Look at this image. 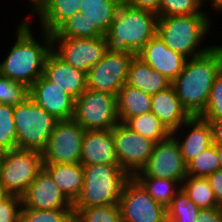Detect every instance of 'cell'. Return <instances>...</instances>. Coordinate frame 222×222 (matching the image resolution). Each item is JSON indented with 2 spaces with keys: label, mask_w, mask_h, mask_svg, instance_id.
I'll use <instances>...</instances> for the list:
<instances>
[{
  "label": "cell",
  "mask_w": 222,
  "mask_h": 222,
  "mask_svg": "<svg viewBox=\"0 0 222 222\" xmlns=\"http://www.w3.org/2000/svg\"><path fill=\"white\" fill-rule=\"evenodd\" d=\"M29 23L26 18L18 23L16 42L4 61L0 62L1 76L28 88L43 75L46 58L52 51L51 34L42 30L43 41H37Z\"/></svg>",
  "instance_id": "6da1fadb"
},
{
  "label": "cell",
  "mask_w": 222,
  "mask_h": 222,
  "mask_svg": "<svg viewBox=\"0 0 222 222\" xmlns=\"http://www.w3.org/2000/svg\"><path fill=\"white\" fill-rule=\"evenodd\" d=\"M221 70L220 57L212 47L202 55L187 59L183 71L172 82L177 97L191 117L203 114Z\"/></svg>",
  "instance_id": "7a4b0ae2"
},
{
  "label": "cell",
  "mask_w": 222,
  "mask_h": 222,
  "mask_svg": "<svg viewBox=\"0 0 222 222\" xmlns=\"http://www.w3.org/2000/svg\"><path fill=\"white\" fill-rule=\"evenodd\" d=\"M210 14L158 16L157 34L165 45L186 58L202 55L213 46L199 48L210 31Z\"/></svg>",
  "instance_id": "3957f363"
},
{
  "label": "cell",
  "mask_w": 222,
  "mask_h": 222,
  "mask_svg": "<svg viewBox=\"0 0 222 222\" xmlns=\"http://www.w3.org/2000/svg\"><path fill=\"white\" fill-rule=\"evenodd\" d=\"M157 21L155 12L122 3L105 35L109 48L136 55L157 34Z\"/></svg>",
  "instance_id": "277c9868"
},
{
  "label": "cell",
  "mask_w": 222,
  "mask_h": 222,
  "mask_svg": "<svg viewBox=\"0 0 222 222\" xmlns=\"http://www.w3.org/2000/svg\"><path fill=\"white\" fill-rule=\"evenodd\" d=\"M83 189L73 208L118 204L125 183L131 177L120 165H82Z\"/></svg>",
  "instance_id": "5b68a950"
},
{
  "label": "cell",
  "mask_w": 222,
  "mask_h": 222,
  "mask_svg": "<svg viewBox=\"0 0 222 222\" xmlns=\"http://www.w3.org/2000/svg\"><path fill=\"white\" fill-rule=\"evenodd\" d=\"M57 121L29 96L14 105L17 148L42 153Z\"/></svg>",
  "instance_id": "8992f818"
},
{
  "label": "cell",
  "mask_w": 222,
  "mask_h": 222,
  "mask_svg": "<svg viewBox=\"0 0 222 222\" xmlns=\"http://www.w3.org/2000/svg\"><path fill=\"white\" fill-rule=\"evenodd\" d=\"M42 168L40 152L18 148L4 151L0 162V184L9 195L22 197Z\"/></svg>",
  "instance_id": "52a82bcc"
},
{
  "label": "cell",
  "mask_w": 222,
  "mask_h": 222,
  "mask_svg": "<svg viewBox=\"0 0 222 222\" xmlns=\"http://www.w3.org/2000/svg\"><path fill=\"white\" fill-rule=\"evenodd\" d=\"M73 119L85 130H111L119 122L117 95L86 88L75 99Z\"/></svg>",
  "instance_id": "ba28073f"
},
{
  "label": "cell",
  "mask_w": 222,
  "mask_h": 222,
  "mask_svg": "<svg viewBox=\"0 0 222 222\" xmlns=\"http://www.w3.org/2000/svg\"><path fill=\"white\" fill-rule=\"evenodd\" d=\"M85 131L73 118L58 120L42 152L43 164L80 163Z\"/></svg>",
  "instance_id": "9c48e42d"
},
{
  "label": "cell",
  "mask_w": 222,
  "mask_h": 222,
  "mask_svg": "<svg viewBox=\"0 0 222 222\" xmlns=\"http://www.w3.org/2000/svg\"><path fill=\"white\" fill-rule=\"evenodd\" d=\"M134 55L129 51L109 48L104 57L87 72V88L117 95L127 82Z\"/></svg>",
  "instance_id": "30bf717a"
},
{
  "label": "cell",
  "mask_w": 222,
  "mask_h": 222,
  "mask_svg": "<svg viewBox=\"0 0 222 222\" xmlns=\"http://www.w3.org/2000/svg\"><path fill=\"white\" fill-rule=\"evenodd\" d=\"M187 163L175 137L155 143L146 165L132 177H157L178 181L181 185L187 177Z\"/></svg>",
  "instance_id": "8fae6325"
},
{
  "label": "cell",
  "mask_w": 222,
  "mask_h": 222,
  "mask_svg": "<svg viewBox=\"0 0 222 222\" xmlns=\"http://www.w3.org/2000/svg\"><path fill=\"white\" fill-rule=\"evenodd\" d=\"M109 49L106 36L94 38L52 37V51L77 70L87 72Z\"/></svg>",
  "instance_id": "7c38bea8"
},
{
  "label": "cell",
  "mask_w": 222,
  "mask_h": 222,
  "mask_svg": "<svg viewBox=\"0 0 222 222\" xmlns=\"http://www.w3.org/2000/svg\"><path fill=\"white\" fill-rule=\"evenodd\" d=\"M122 222H167V209L130 177L118 203Z\"/></svg>",
  "instance_id": "4fadbf2b"
},
{
  "label": "cell",
  "mask_w": 222,
  "mask_h": 222,
  "mask_svg": "<svg viewBox=\"0 0 222 222\" xmlns=\"http://www.w3.org/2000/svg\"><path fill=\"white\" fill-rule=\"evenodd\" d=\"M112 134L118 163L132 177L146 165L155 142L121 122L112 129Z\"/></svg>",
  "instance_id": "5bb4252c"
},
{
  "label": "cell",
  "mask_w": 222,
  "mask_h": 222,
  "mask_svg": "<svg viewBox=\"0 0 222 222\" xmlns=\"http://www.w3.org/2000/svg\"><path fill=\"white\" fill-rule=\"evenodd\" d=\"M22 208L38 210L73 209V203L42 168L26 193L22 196Z\"/></svg>",
  "instance_id": "9a60e30c"
},
{
  "label": "cell",
  "mask_w": 222,
  "mask_h": 222,
  "mask_svg": "<svg viewBox=\"0 0 222 222\" xmlns=\"http://www.w3.org/2000/svg\"><path fill=\"white\" fill-rule=\"evenodd\" d=\"M29 97L57 120L73 118L75 98L43 75L29 87Z\"/></svg>",
  "instance_id": "2e32d148"
},
{
  "label": "cell",
  "mask_w": 222,
  "mask_h": 222,
  "mask_svg": "<svg viewBox=\"0 0 222 222\" xmlns=\"http://www.w3.org/2000/svg\"><path fill=\"white\" fill-rule=\"evenodd\" d=\"M136 55L172 82L183 71L188 59L168 48L158 34L151 38Z\"/></svg>",
  "instance_id": "e0dca14e"
},
{
  "label": "cell",
  "mask_w": 222,
  "mask_h": 222,
  "mask_svg": "<svg viewBox=\"0 0 222 222\" xmlns=\"http://www.w3.org/2000/svg\"><path fill=\"white\" fill-rule=\"evenodd\" d=\"M43 76L75 99L87 88L86 73L64 62L53 51L46 58Z\"/></svg>",
  "instance_id": "ac0fdd59"
},
{
  "label": "cell",
  "mask_w": 222,
  "mask_h": 222,
  "mask_svg": "<svg viewBox=\"0 0 222 222\" xmlns=\"http://www.w3.org/2000/svg\"><path fill=\"white\" fill-rule=\"evenodd\" d=\"M187 128L188 134H182V138H177L180 129ZM191 128V129H190ZM189 129V130H188ZM178 142L181 154L184 157L185 162L188 164L195 157L200 155L204 150L213 145L212 129L210 123L200 116L190 117L185 121L179 130H175L171 133Z\"/></svg>",
  "instance_id": "d6986e66"
},
{
  "label": "cell",
  "mask_w": 222,
  "mask_h": 222,
  "mask_svg": "<svg viewBox=\"0 0 222 222\" xmlns=\"http://www.w3.org/2000/svg\"><path fill=\"white\" fill-rule=\"evenodd\" d=\"M81 165H119L111 130H86L81 152Z\"/></svg>",
  "instance_id": "ffe728a7"
},
{
  "label": "cell",
  "mask_w": 222,
  "mask_h": 222,
  "mask_svg": "<svg viewBox=\"0 0 222 222\" xmlns=\"http://www.w3.org/2000/svg\"><path fill=\"white\" fill-rule=\"evenodd\" d=\"M151 112L172 133L191 116L182 106L173 86L151 95Z\"/></svg>",
  "instance_id": "44dd1931"
},
{
  "label": "cell",
  "mask_w": 222,
  "mask_h": 222,
  "mask_svg": "<svg viewBox=\"0 0 222 222\" xmlns=\"http://www.w3.org/2000/svg\"><path fill=\"white\" fill-rule=\"evenodd\" d=\"M80 3L81 0H39L30 13L38 15L41 30L53 34L68 18L79 12Z\"/></svg>",
  "instance_id": "7402d4cb"
},
{
  "label": "cell",
  "mask_w": 222,
  "mask_h": 222,
  "mask_svg": "<svg viewBox=\"0 0 222 222\" xmlns=\"http://www.w3.org/2000/svg\"><path fill=\"white\" fill-rule=\"evenodd\" d=\"M126 84L149 95H154L171 87L172 81L158 71L153 70L140 57L134 55L129 65Z\"/></svg>",
  "instance_id": "603a6c76"
},
{
  "label": "cell",
  "mask_w": 222,
  "mask_h": 222,
  "mask_svg": "<svg viewBox=\"0 0 222 222\" xmlns=\"http://www.w3.org/2000/svg\"><path fill=\"white\" fill-rule=\"evenodd\" d=\"M43 168L49 173L66 197L74 203L83 189L84 172L81 163L43 164Z\"/></svg>",
  "instance_id": "cb8c5ba5"
},
{
  "label": "cell",
  "mask_w": 222,
  "mask_h": 222,
  "mask_svg": "<svg viewBox=\"0 0 222 222\" xmlns=\"http://www.w3.org/2000/svg\"><path fill=\"white\" fill-rule=\"evenodd\" d=\"M117 111L121 123L151 111V95L125 84L117 94Z\"/></svg>",
  "instance_id": "d4e9b609"
},
{
  "label": "cell",
  "mask_w": 222,
  "mask_h": 222,
  "mask_svg": "<svg viewBox=\"0 0 222 222\" xmlns=\"http://www.w3.org/2000/svg\"><path fill=\"white\" fill-rule=\"evenodd\" d=\"M121 4L122 0H81L79 12L106 35Z\"/></svg>",
  "instance_id": "484cf974"
},
{
  "label": "cell",
  "mask_w": 222,
  "mask_h": 222,
  "mask_svg": "<svg viewBox=\"0 0 222 222\" xmlns=\"http://www.w3.org/2000/svg\"><path fill=\"white\" fill-rule=\"evenodd\" d=\"M144 190L165 208L169 206L176 193L181 189V184L175 180L157 177H133Z\"/></svg>",
  "instance_id": "4316f807"
},
{
  "label": "cell",
  "mask_w": 222,
  "mask_h": 222,
  "mask_svg": "<svg viewBox=\"0 0 222 222\" xmlns=\"http://www.w3.org/2000/svg\"><path fill=\"white\" fill-rule=\"evenodd\" d=\"M181 188L200 209L219 207L207 177L187 176Z\"/></svg>",
  "instance_id": "83f0119b"
},
{
  "label": "cell",
  "mask_w": 222,
  "mask_h": 222,
  "mask_svg": "<svg viewBox=\"0 0 222 222\" xmlns=\"http://www.w3.org/2000/svg\"><path fill=\"white\" fill-rule=\"evenodd\" d=\"M123 124L155 143L166 139L171 134L151 111L128 118Z\"/></svg>",
  "instance_id": "f1b7e54d"
},
{
  "label": "cell",
  "mask_w": 222,
  "mask_h": 222,
  "mask_svg": "<svg viewBox=\"0 0 222 222\" xmlns=\"http://www.w3.org/2000/svg\"><path fill=\"white\" fill-rule=\"evenodd\" d=\"M52 37L65 38H94L105 36L95 25L85 18L81 12L68 18L53 34Z\"/></svg>",
  "instance_id": "f546056e"
},
{
  "label": "cell",
  "mask_w": 222,
  "mask_h": 222,
  "mask_svg": "<svg viewBox=\"0 0 222 222\" xmlns=\"http://www.w3.org/2000/svg\"><path fill=\"white\" fill-rule=\"evenodd\" d=\"M167 209V222H195L200 208L181 188Z\"/></svg>",
  "instance_id": "4dcf8cb0"
},
{
  "label": "cell",
  "mask_w": 222,
  "mask_h": 222,
  "mask_svg": "<svg viewBox=\"0 0 222 222\" xmlns=\"http://www.w3.org/2000/svg\"><path fill=\"white\" fill-rule=\"evenodd\" d=\"M78 222H122L118 204L89 208H73Z\"/></svg>",
  "instance_id": "1f68e13d"
},
{
  "label": "cell",
  "mask_w": 222,
  "mask_h": 222,
  "mask_svg": "<svg viewBox=\"0 0 222 222\" xmlns=\"http://www.w3.org/2000/svg\"><path fill=\"white\" fill-rule=\"evenodd\" d=\"M220 170V161L216 144H213L187 164V175L208 177Z\"/></svg>",
  "instance_id": "d6a6232c"
},
{
  "label": "cell",
  "mask_w": 222,
  "mask_h": 222,
  "mask_svg": "<svg viewBox=\"0 0 222 222\" xmlns=\"http://www.w3.org/2000/svg\"><path fill=\"white\" fill-rule=\"evenodd\" d=\"M17 148V133L14 122V106L0 103V149L4 151Z\"/></svg>",
  "instance_id": "836d02e7"
},
{
  "label": "cell",
  "mask_w": 222,
  "mask_h": 222,
  "mask_svg": "<svg viewBox=\"0 0 222 222\" xmlns=\"http://www.w3.org/2000/svg\"><path fill=\"white\" fill-rule=\"evenodd\" d=\"M73 209L38 210L21 208V222H72Z\"/></svg>",
  "instance_id": "e575fe53"
},
{
  "label": "cell",
  "mask_w": 222,
  "mask_h": 222,
  "mask_svg": "<svg viewBox=\"0 0 222 222\" xmlns=\"http://www.w3.org/2000/svg\"><path fill=\"white\" fill-rule=\"evenodd\" d=\"M204 0H161L158 16L208 14L202 10Z\"/></svg>",
  "instance_id": "d590c367"
},
{
  "label": "cell",
  "mask_w": 222,
  "mask_h": 222,
  "mask_svg": "<svg viewBox=\"0 0 222 222\" xmlns=\"http://www.w3.org/2000/svg\"><path fill=\"white\" fill-rule=\"evenodd\" d=\"M29 96V88L0 75V103L8 105L21 104Z\"/></svg>",
  "instance_id": "8d00e7d4"
},
{
  "label": "cell",
  "mask_w": 222,
  "mask_h": 222,
  "mask_svg": "<svg viewBox=\"0 0 222 222\" xmlns=\"http://www.w3.org/2000/svg\"><path fill=\"white\" fill-rule=\"evenodd\" d=\"M200 117L204 120L222 119V70L212 85L209 101Z\"/></svg>",
  "instance_id": "74e56055"
},
{
  "label": "cell",
  "mask_w": 222,
  "mask_h": 222,
  "mask_svg": "<svg viewBox=\"0 0 222 222\" xmlns=\"http://www.w3.org/2000/svg\"><path fill=\"white\" fill-rule=\"evenodd\" d=\"M22 208V197L8 195L0 202V222H18Z\"/></svg>",
  "instance_id": "f35d334b"
},
{
  "label": "cell",
  "mask_w": 222,
  "mask_h": 222,
  "mask_svg": "<svg viewBox=\"0 0 222 222\" xmlns=\"http://www.w3.org/2000/svg\"><path fill=\"white\" fill-rule=\"evenodd\" d=\"M195 222H222V207L200 209Z\"/></svg>",
  "instance_id": "ab89813d"
},
{
  "label": "cell",
  "mask_w": 222,
  "mask_h": 222,
  "mask_svg": "<svg viewBox=\"0 0 222 222\" xmlns=\"http://www.w3.org/2000/svg\"><path fill=\"white\" fill-rule=\"evenodd\" d=\"M219 207H222V170H217L207 177Z\"/></svg>",
  "instance_id": "60d3db41"
},
{
  "label": "cell",
  "mask_w": 222,
  "mask_h": 222,
  "mask_svg": "<svg viewBox=\"0 0 222 222\" xmlns=\"http://www.w3.org/2000/svg\"><path fill=\"white\" fill-rule=\"evenodd\" d=\"M160 1L161 0H122V3L157 13L159 11Z\"/></svg>",
  "instance_id": "b9f144b4"
},
{
  "label": "cell",
  "mask_w": 222,
  "mask_h": 222,
  "mask_svg": "<svg viewBox=\"0 0 222 222\" xmlns=\"http://www.w3.org/2000/svg\"><path fill=\"white\" fill-rule=\"evenodd\" d=\"M206 121L210 123L212 129L213 144L222 145V119Z\"/></svg>",
  "instance_id": "7bdbcfd3"
},
{
  "label": "cell",
  "mask_w": 222,
  "mask_h": 222,
  "mask_svg": "<svg viewBox=\"0 0 222 222\" xmlns=\"http://www.w3.org/2000/svg\"><path fill=\"white\" fill-rule=\"evenodd\" d=\"M210 5L212 6V9L215 11H221L222 12V0H210Z\"/></svg>",
  "instance_id": "ee69618b"
},
{
  "label": "cell",
  "mask_w": 222,
  "mask_h": 222,
  "mask_svg": "<svg viewBox=\"0 0 222 222\" xmlns=\"http://www.w3.org/2000/svg\"><path fill=\"white\" fill-rule=\"evenodd\" d=\"M216 149L220 161V169L222 170V145H216Z\"/></svg>",
  "instance_id": "f6af8a7d"
},
{
  "label": "cell",
  "mask_w": 222,
  "mask_h": 222,
  "mask_svg": "<svg viewBox=\"0 0 222 222\" xmlns=\"http://www.w3.org/2000/svg\"><path fill=\"white\" fill-rule=\"evenodd\" d=\"M9 194L6 192L4 187L0 184V202L4 200Z\"/></svg>",
  "instance_id": "bcb514c9"
},
{
  "label": "cell",
  "mask_w": 222,
  "mask_h": 222,
  "mask_svg": "<svg viewBox=\"0 0 222 222\" xmlns=\"http://www.w3.org/2000/svg\"><path fill=\"white\" fill-rule=\"evenodd\" d=\"M213 48L217 51L219 57H220V60H221V66H222V45H213Z\"/></svg>",
  "instance_id": "7dc6e473"
},
{
  "label": "cell",
  "mask_w": 222,
  "mask_h": 222,
  "mask_svg": "<svg viewBox=\"0 0 222 222\" xmlns=\"http://www.w3.org/2000/svg\"><path fill=\"white\" fill-rule=\"evenodd\" d=\"M30 3H32V7H34V5L39 1V0H29Z\"/></svg>",
  "instance_id": "c3c4849f"
},
{
  "label": "cell",
  "mask_w": 222,
  "mask_h": 222,
  "mask_svg": "<svg viewBox=\"0 0 222 222\" xmlns=\"http://www.w3.org/2000/svg\"><path fill=\"white\" fill-rule=\"evenodd\" d=\"M2 155H3V151L0 149V162H1V159H2Z\"/></svg>",
  "instance_id": "681fc988"
}]
</instances>
